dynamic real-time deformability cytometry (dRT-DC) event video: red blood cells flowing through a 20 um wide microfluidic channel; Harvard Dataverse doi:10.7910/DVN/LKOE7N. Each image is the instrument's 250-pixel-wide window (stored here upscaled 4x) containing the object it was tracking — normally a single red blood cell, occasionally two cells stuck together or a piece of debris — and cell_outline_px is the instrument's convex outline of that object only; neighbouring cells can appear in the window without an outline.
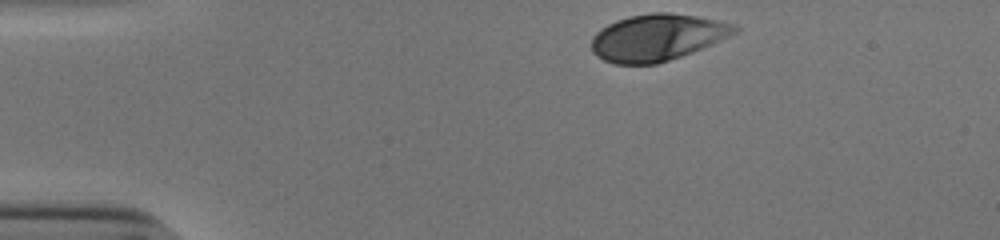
{"species": "human", "species_latin": "Homo sapiens", "temperature_condition": "cold", "stored_images_in_passage": 35, "camera_frame_rate_fps": 3000, "um_per_image_px": 0.085, "donor": {"sex": "male"}, "frame": {"image": 1, "passage_image": 1, "time_ms": 0.0, "image_size_px": [1000, 240], "cell_outline_px": [[740, 28], [736, 32], [720, 40], [692, 52], [656, 64], [612, 64], [596, 56], [592, 52], [592, 36], [600, 28], [616, 20], [628, 16], [652, 12], [668, 12], [696, 16], [736, 24]], "centroid_in_image_um": [55.82, 3.17], "position_along_channel_um": 29.2, "area_um2": 38.9}}
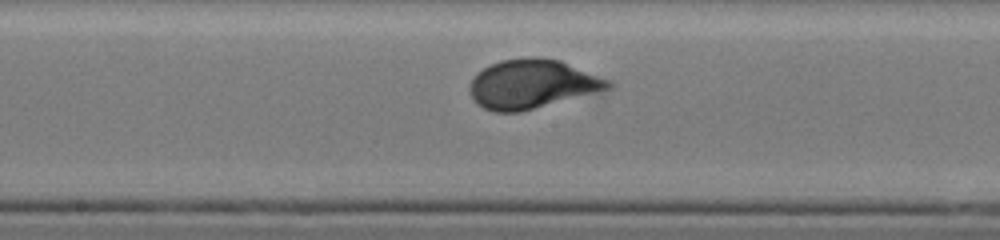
{"frame": {"image": 2, "passage_image": 20, "time_ms": 6.333, "image_size_px": [1000, 240], "cell_outline_px": [[616, 84], [612, 88], [520, 112], [496, 112], [484, 108], [476, 104], [468, 92], [468, 88], [472, 76], [476, 72], [500, 60], [528, 56], [536, 56], [560, 60], [612, 80]], "centroid_in_image_um": [45.22, 7.13], "position_along_channel_um": 203.0, "area_um2": 40.06}}
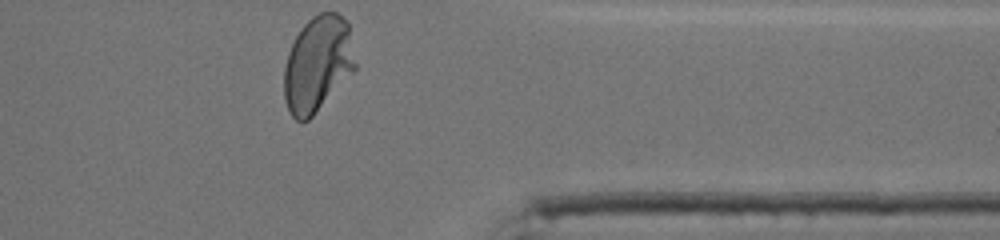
{"frame": {"image": 3, "passage_image": 35, "time_ms": 11.333, "image_size_px": [1000, 240], "cell_outline_px": [[356, 68], [312, 116], [308, 120], [296, 120], [288, 112], [284, 96], [284, 68], [288, 52], [300, 28], [312, 16], [320, 12], [336, 12], [348, 20], [356, 64]], "centroid_in_image_um": [26.99, 5.4], "position_along_channel_um": 384.4, "area_um2": 39.65}, "authors_computed_cell_mechanics": {"area_um2": 38.6682, "velocity_mm_per_s": 3.8246, "shape_relaxation_time_tau1_ms": 2.953, "shape_relaxation_time_tau2_ms": null, "deformation_change_tau1": 0.1734, "deformation_change_tau2": null}}